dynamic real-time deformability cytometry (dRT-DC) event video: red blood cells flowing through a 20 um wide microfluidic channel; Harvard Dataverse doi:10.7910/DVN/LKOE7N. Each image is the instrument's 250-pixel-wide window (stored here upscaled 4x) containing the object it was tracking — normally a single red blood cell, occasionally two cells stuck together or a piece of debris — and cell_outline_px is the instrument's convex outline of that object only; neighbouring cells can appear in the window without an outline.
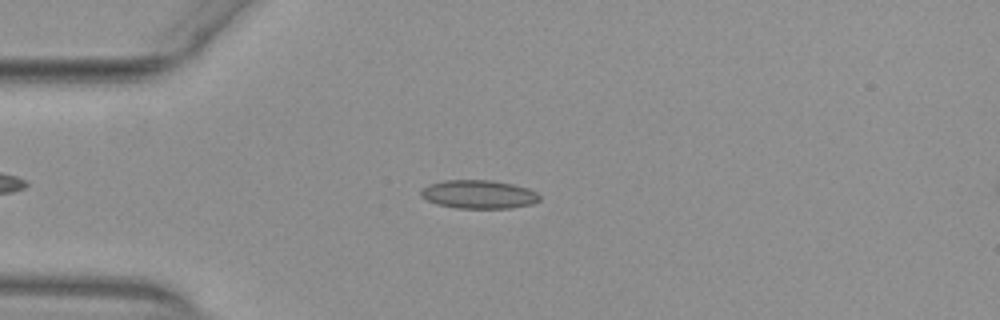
{"species": "common noctule bat (a hibernating species)", "species_latin": "Nyctalus noctula", "temperature_condition": "warm", "stored_images_in_passage": 48, "camera_frame_rate_fps": 3000, "um_per_image_px": 0.085, "animal": {"sex": "female", "body_mass_g": 29.2, "forearm_length_mm": 56.3}, "frame": {"image": 1, "passage_image": 13, "time_ms": 4.0, "image_size_px": [1000, 320], "cell_outline_px": [[540, 200], [532, 204], [512, 208], [456, 208], [436, 204], [420, 196], [420, 192], [428, 184], [444, 180], [492, 180], [512, 184], [528, 188], [536, 192], [540, 196]], "centroid_in_image_um": [40.69, 16.52], "position_along_channel_um": 44.3, "area_um2": 19.77}}
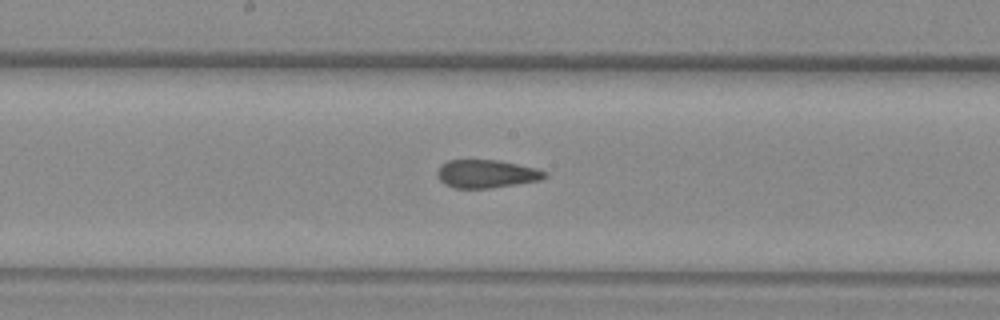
{"frame": {"image": 2, "passage_image": 27, "time_ms": 8.667, "image_size_px": [1000, 320], "cell_outline_px": [[548, 176], [540, 180], [488, 188], [452, 188], [444, 184], [436, 176], [436, 172], [448, 160], [496, 160], [536, 168], [544, 172]], "centroid_in_image_um": [41.31, 14.78], "position_along_channel_um": 206.9, "area_um2": 17.34}}
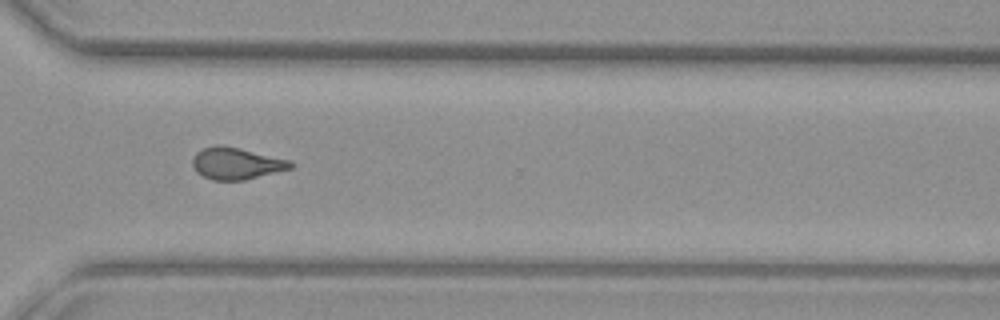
{"frame": {"image": 3, "passage_image": 38, "time_ms": 12.333, "image_size_px": [1000, 320], "cell_outline_px": [[296, 164], [292, 168], [244, 180], [212, 180], [196, 172], [192, 168], [192, 160], [196, 152], [204, 148], [216, 144], [220, 144], [240, 148], [292, 160]], "centroid_in_image_um": [20.1, 13.88], "position_along_channel_um": 350.5, "area_um2": 18.38}, "authors_computed_cell_mechanics": {"area_um2": 18.3804, "velocity_mm_per_s": 3.9253, "shape_relaxation_time_tau1_ms": null, "shape_relaxation_time_tau2_ms": 1.3921, "deformation_change_tau1": null, "deformation_change_tau2": 0.0805}}